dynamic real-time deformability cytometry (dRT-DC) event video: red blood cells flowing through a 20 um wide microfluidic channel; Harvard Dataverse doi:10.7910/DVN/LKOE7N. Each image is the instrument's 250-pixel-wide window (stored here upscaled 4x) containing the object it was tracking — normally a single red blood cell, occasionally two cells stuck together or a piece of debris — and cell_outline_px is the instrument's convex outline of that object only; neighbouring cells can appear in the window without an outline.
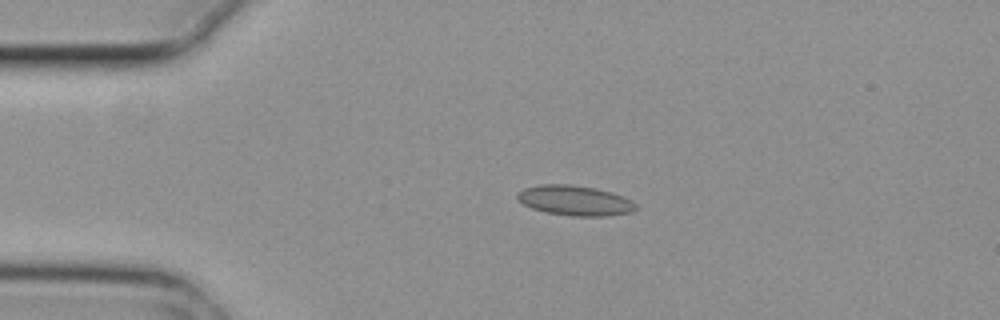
{"species": "common noctule bat (a hibernating species)", "species_latin": "Nyctalus noctula", "temperature_condition": "cold", "stored_images_in_passage": 3, "camera_frame_rate_fps": 3000, "um_per_image_px": 0.085, "animal": {"sex": "female", "body_mass_g": 29.2, "forearm_length_mm": 56.3}, "frame": {"image": 1, "passage_image": 2, "time_ms": 0.333, "image_size_px": [1000, 320], "cell_outline_px": [[640, 208], [632, 212], [608, 216], [572, 216], [544, 212], [532, 208], [516, 200], [516, 192], [524, 188], [540, 184], [568, 184], [596, 188], [612, 192], [632, 200]], "centroid_in_image_um": [48.87, 17.04], "position_along_channel_um": 36.1, "area_um2": 21.1}}